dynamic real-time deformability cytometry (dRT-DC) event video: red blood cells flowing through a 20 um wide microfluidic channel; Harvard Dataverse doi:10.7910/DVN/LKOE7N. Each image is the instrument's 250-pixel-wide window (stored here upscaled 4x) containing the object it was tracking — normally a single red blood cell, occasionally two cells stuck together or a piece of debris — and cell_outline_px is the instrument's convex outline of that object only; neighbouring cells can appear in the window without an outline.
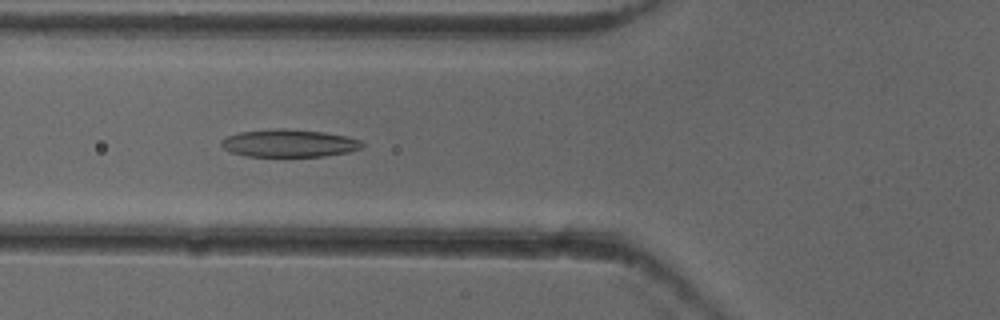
{"species": "common noctule bat (a hibernating species)", "species_latin": "Nyctalus noctula", "temperature_condition": "cold", "stored_images_in_passage": 48, "camera_frame_rate_fps": 3000, "um_per_image_px": 0.085, "animal": {"sex": "female"}, "frame": {"image": 1, "passage_image": 20, "time_ms": 6.333, "image_size_px": [1000, 320], "cell_outline_px": [[364, 144], [360, 148], [348, 152], [324, 156], [248, 156], [232, 152], [224, 148], [220, 144], [220, 140], [228, 136], [240, 132], [276, 128], [284, 128], [324, 132], [348, 136], [360, 140]], "centroid_in_image_um": [24.58, 12.16], "position_along_channel_um": 101.2, "area_um2": 22.6}}
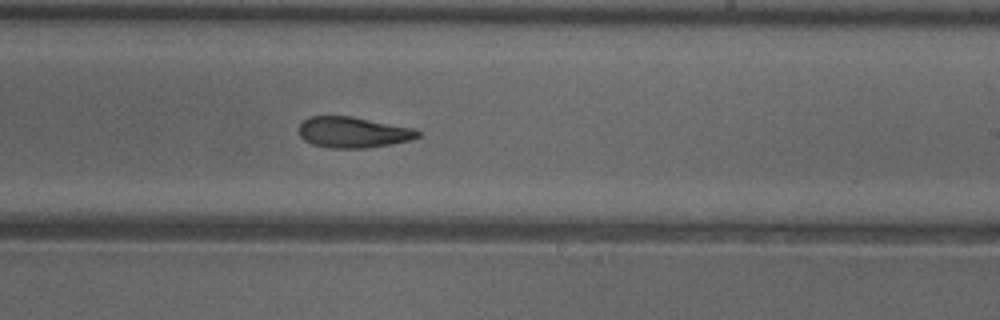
{"frame": {"image": 2, "passage_image": 32, "time_ms": 10.333, "image_size_px": [1000, 320], "cell_outline_px": [[420, 136], [412, 140], [392, 144], [368, 148], [328, 148], [312, 144], [304, 140], [300, 136], [300, 124], [308, 116], [352, 116], [416, 128], [420, 132]], "centroid_in_image_um": [30.05, 11.25], "position_along_channel_um": 258.9, "area_um2": 21.68}}
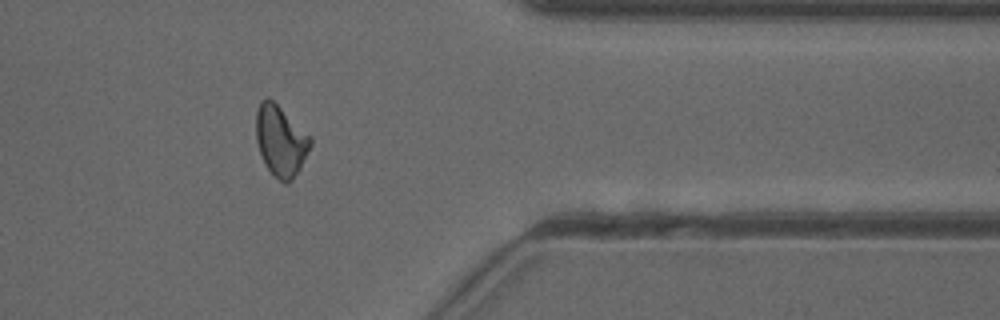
{"frame": {"image": 3, "passage_image": 43, "time_ms": 14.0, "image_size_px": [1000, 320], "cell_outline_px": [[312, 144], [300, 168], [292, 180], [288, 184], [284, 184], [268, 168], [260, 152], [256, 140], [256, 112], [260, 100], [268, 96], [312, 136]], "centroid_in_image_um": [23.87, 11.93], "position_along_channel_um": 387.5, "area_um2": 22.37}}